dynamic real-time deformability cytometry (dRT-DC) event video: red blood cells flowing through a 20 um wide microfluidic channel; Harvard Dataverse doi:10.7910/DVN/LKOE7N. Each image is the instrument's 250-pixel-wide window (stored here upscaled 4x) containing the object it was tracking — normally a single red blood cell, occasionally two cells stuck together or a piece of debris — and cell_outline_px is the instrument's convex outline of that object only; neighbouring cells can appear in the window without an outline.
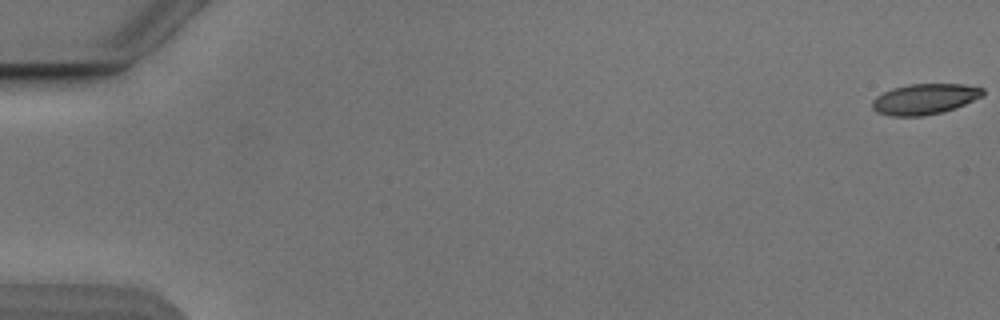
{"species": "Egyptian fruit bat (a non-hibernating species)", "species_latin": "Rousettus aegyptiacus", "temperature_condition": "cold", "stored_images_in_passage": 8, "camera_frame_rate_fps": 3000, "um_per_image_px": 0.085, "animal": {"sex": "male"}, "frame": {"image": 1, "passage_image": 1, "time_ms": 0.0, "image_size_px": [1000, 320], "cell_outline_px": [[984, 96], [956, 108], [940, 112], [920, 116], [892, 116], [876, 112], [872, 108], [872, 100], [876, 96], [892, 88], [908, 84], [964, 84], [984, 88]], "centroid_in_image_um": [78.61, 8.41], "position_along_channel_um": 6.4, "area_um2": 19.83}}